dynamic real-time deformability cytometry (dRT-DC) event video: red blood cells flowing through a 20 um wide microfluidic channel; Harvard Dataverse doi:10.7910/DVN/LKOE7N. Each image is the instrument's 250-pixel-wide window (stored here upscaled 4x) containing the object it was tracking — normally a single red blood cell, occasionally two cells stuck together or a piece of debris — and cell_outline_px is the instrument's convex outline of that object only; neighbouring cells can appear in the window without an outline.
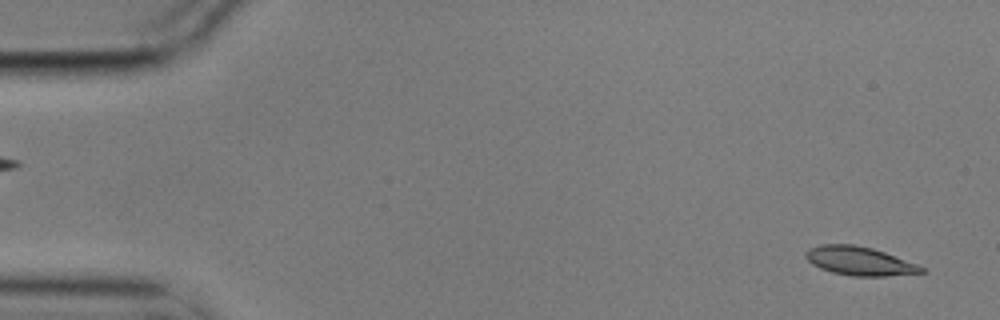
{"species": "common noctule bat (a hibernating species)", "species_latin": "Nyctalus noctula", "temperature_condition": "cold", "stored_images_in_passage": 6, "segment_of_instrument_passage": [2, 2], "camera_frame_rate_fps": 3000, "um_per_image_px": 0.085, "animal": {"sex": "male", "body_mass_g": 17.9}, "frame": {"image": 1, "passage_image": 6, "time_ms": 1.667, "image_size_px": [1000, 320], "cell_outline_px": [[924, 272], [884, 276], [852, 276], [832, 272], [820, 268], [812, 264], [804, 256], [804, 252], [808, 248], [820, 244], [852, 244], [872, 248], [884, 252], [916, 264], [924, 268]], "centroid_in_image_um": [72.98, 22.17], "position_along_channel_um": 12.0, "area_um2": 19.19}}